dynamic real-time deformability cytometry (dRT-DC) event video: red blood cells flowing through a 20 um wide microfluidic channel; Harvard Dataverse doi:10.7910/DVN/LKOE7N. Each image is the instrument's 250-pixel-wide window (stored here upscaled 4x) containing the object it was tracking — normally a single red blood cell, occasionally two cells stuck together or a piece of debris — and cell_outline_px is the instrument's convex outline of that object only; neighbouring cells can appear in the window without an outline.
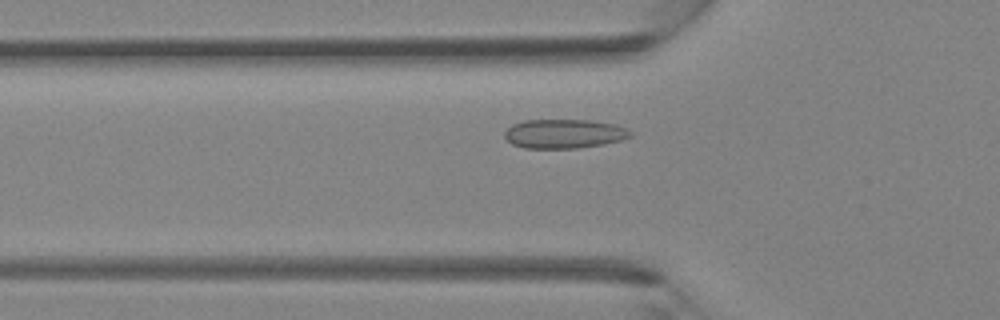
{"species": "Egyptian fruit bat (a non-hibernating species)", "species_latin": "Rousettus aegyptiacus", "temperature_condition": "room temperature", "stored_images_in_passage": 30, "camera_frame_rate_fps": 3000, "um_per_image_px": 0.085, "animal": {"sex": "female"}, "frame": {"image": 1, "passage_image": 4, "time_ms": 1.0, "image_size_px": [1000, 320], "cell_outline_px": [[632, 136], [620, 140], [604, 144], [576, 148], [524, 148], [512, 144], [504, 136], [504, 132], [512, 124], [524, 120], [592, 120], [616, 124], [628, 128], [632, 132]], "centroid_in_image_um": [47.97, 11.36], "position_along_channel_um": 77.8, "area_um2": 21.5}}
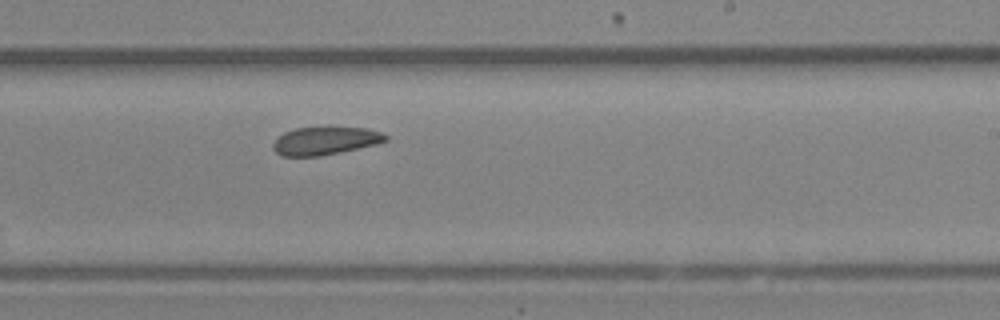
{"frame": {"image": 2, "passage_image": 15, "time_ms": 4.667, "image_size_px": [1000, 320], "cell_outline_px": [[388, 140], [376, 144], [340, 152], [320, 156], [284, 156], [276, 152], [272, 148], [272, 144], [284, 132], [296, 128], [368, 128], [380, 132], [388, 136]], "centroid_in_image_um": [27.64, 11.98], "position_along_channel_um": 261.4, "area_um2": 18.03}}
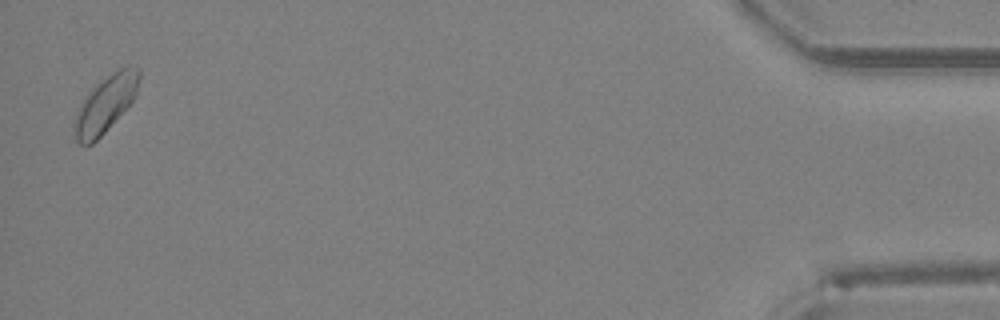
{"frame": {"image": 3, "passage_image": 30, "time_ms": 9.667, "image_size_px": [1000, 320], "cell_outline_px": [[140, 80], [136, 96], [104, 132], [92, 144], [80, 144], [76, 140], [72, 128], [72, 124], [80, 104], [84, 96], [96, 84], [112, 72], [124, 64], [128, 64], [140, 68]], "centroid_in_image_um": [8.97, 8.79], "position_along_channel_um": 426.2, "area_um2": 21.56}}